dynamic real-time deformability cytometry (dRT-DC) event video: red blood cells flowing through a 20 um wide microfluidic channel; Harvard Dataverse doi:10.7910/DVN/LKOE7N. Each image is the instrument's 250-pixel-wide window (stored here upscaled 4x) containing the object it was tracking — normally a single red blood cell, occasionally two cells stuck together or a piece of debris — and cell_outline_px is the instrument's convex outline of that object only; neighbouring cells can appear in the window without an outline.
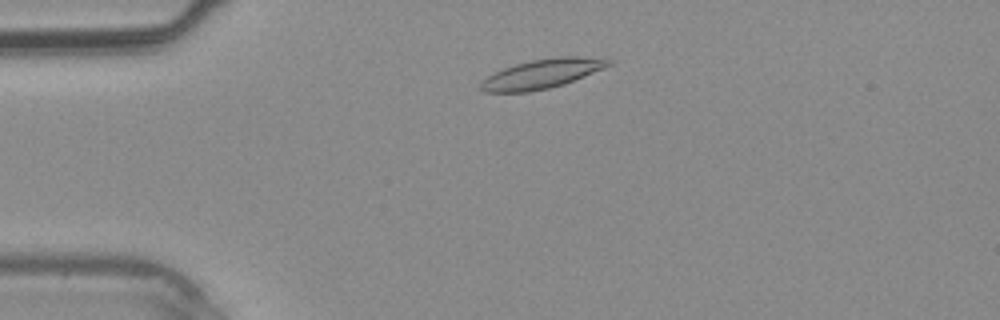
{"species": "common noctule bat (a hibernating species)", "species_latin": "Nyctalus noctula", "temperature_condition": "warm", "stored_images_in_passage": 35, "camera_frame_rate_fps": 3000, "um_per_image_px": 0.085, "animal": {"sex": "male", "body_mass_g": 20.4}, "frame": {"image": 1, "passage_image": 5, "time_ms": 1.333, "image_size_px": [1000, 320], "cell_outline_px": [[612, 64], [604, 68], [564, 84], [548, 88], [528, 92], [484, 92], [476, 88], [488, 76], [504, 68], [516, 64], [532, 60], [560, 56], [604, 56], [612, 60]], "centroid_in_image_um": [46.13, 6.26], "position_along_channel_um": 38.9, "area_um2": 21.96}}
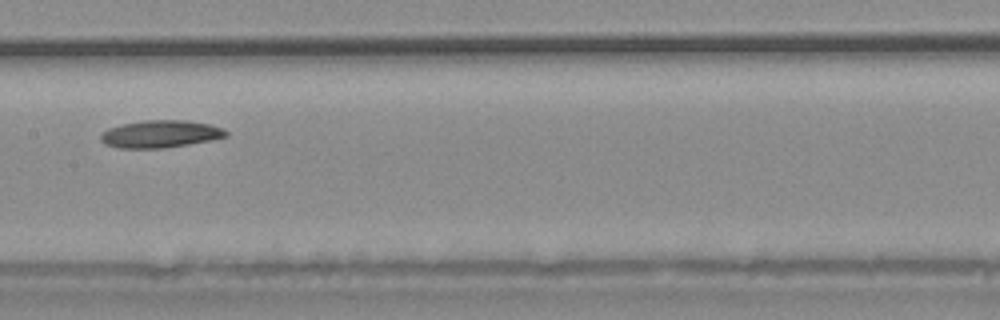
{"frame": {"image": 2, "passage_image": 16, "time_ms": 5.0, "image_size_px": [1000, 320], "cell_outline_px": [[228, 136], [212, 140], [164, 148], [120, 148], [104, 144], [100, 140], [100, 136], [108, 128], [124, 124], [144, 120], [188, 120], [212, 124], [224, 128], [228, 132]], "centroid_in_image_um": [13.68, 11.38], "position_along_channel_um": 193.7, "area_um2": 20.11}}
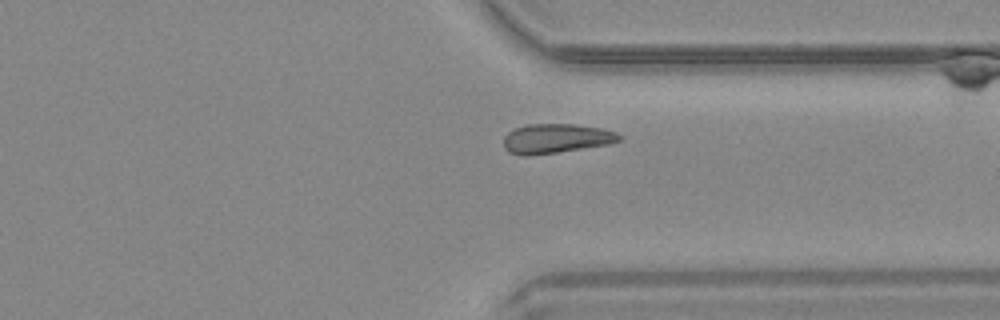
{"frame": {"image": 3, "passage_image": 26, "time_ms": 8.333, "image_size_px": [1000, 320], "cell_outline_px": [[620, 140], [608, 144], [556, 152], [524, 156], [508, 152], [504, 148], [504, 136], [508, 132], [516, 128], [528, 124], [576, 124], [600, 128], [616, 132], [620, 136]], "centroid_in_image_um": [47.22, 11.77], "position_along_channel_um": 364.2, "area_um2": 19.59}}